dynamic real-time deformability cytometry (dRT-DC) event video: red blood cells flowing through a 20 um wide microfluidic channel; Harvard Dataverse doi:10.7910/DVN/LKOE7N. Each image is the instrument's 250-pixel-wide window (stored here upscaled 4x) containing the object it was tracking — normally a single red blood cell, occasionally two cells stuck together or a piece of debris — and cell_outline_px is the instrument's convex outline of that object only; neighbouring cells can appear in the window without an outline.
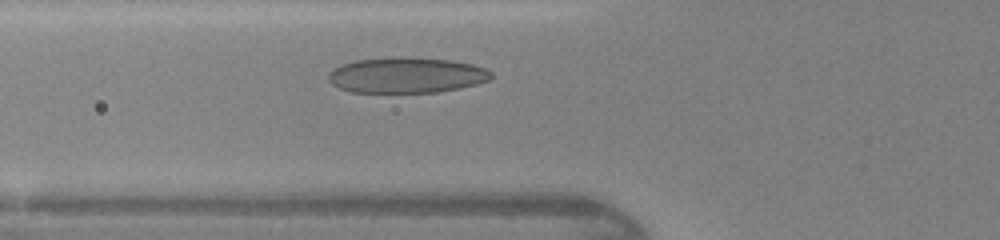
{"species": "human", "species_latin": "Homo sapiens", "temperature_condition": "warm", "stored_images_in_passage": 29, "camera_frame_rate_fps": 3000, "um_per_image_px": 0.085, "donor": {"sex": "female"}, "frame": {"image": 1, "passage_image": 7, "time_ms": 2.0, "image_size_px": [1000, 240], "cell_outline_px": [[492, 76], [488, 80], [476, 84], [436, 92], [352, 92], [340, 88], [332, 84], [328, 80], [328, 72], [344, 64], [356, 60], [396, 56], [404, 56], [452, 60], [472, 64], [484, 68], [492, 72]], "centroid_in_image_um": [34.54, 6.37], "position_along_channel_um": 91.3, "area_um2": 33.7}}
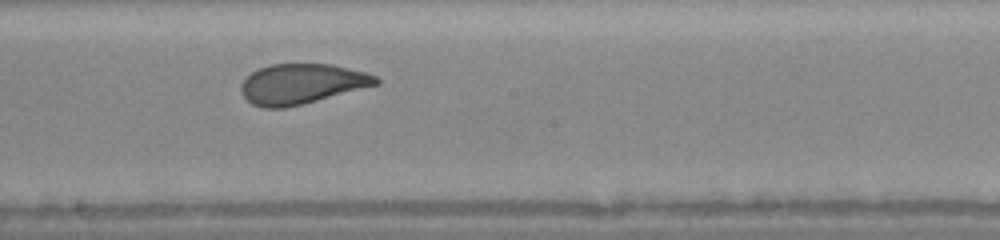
{"frame": {"image": 2, "passage_image": 16, "time_ms": 5.0, "image_size_px": [1000, 240], "cell_outline_px": [[380, 84], [304, 104], [284, 108], [264, 108], [252, 104], [244, 96], [240, 88], [240, 84], [252, 72], [260, 68], [272, 64], [332, 64], [364, 72], [376, 76], [380, 80]], "centroid_in_image_um": [25.66, 7.14], "position_along_channel_um": 222.5, "area_um2": 31.5}}
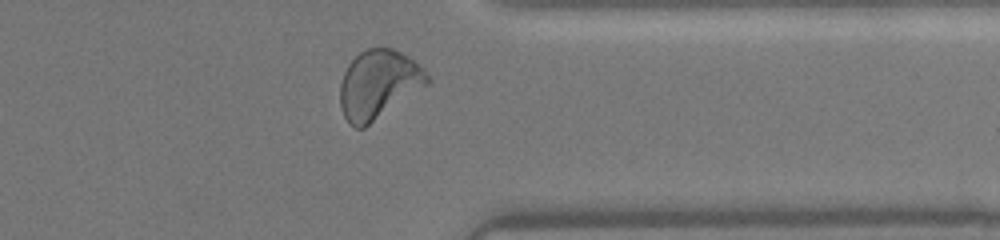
{"frame": {"image": 3, "passage_image": 27, "time_ms": 8.667, "image_size_px": [1000, 240], "cell_outline_px": [[428, 84], [364, 128], [356, 128], [348, 124], [340, 108], [340, 84], [344, 72], [348, 64], [360, 52], [368, 48], [392, 48], [408, 56], [428, 76]], "centroid_in_image_um": [32.12, 7.19], "position_along_channel_um": 379.3, "area_um2": 34.39}, "authors_computed_cell_mechanics": {"area_um2": 32.5992, "velocity_mm_per_s": 4.3615, "shape_relaxation_time_tau1_ms": 4.7977, "shape_relaxation_time_tau2_ms": 0.6798, "deformation_change_tau1": 0.1836, "deformation_change_tau2": 0.0739}}